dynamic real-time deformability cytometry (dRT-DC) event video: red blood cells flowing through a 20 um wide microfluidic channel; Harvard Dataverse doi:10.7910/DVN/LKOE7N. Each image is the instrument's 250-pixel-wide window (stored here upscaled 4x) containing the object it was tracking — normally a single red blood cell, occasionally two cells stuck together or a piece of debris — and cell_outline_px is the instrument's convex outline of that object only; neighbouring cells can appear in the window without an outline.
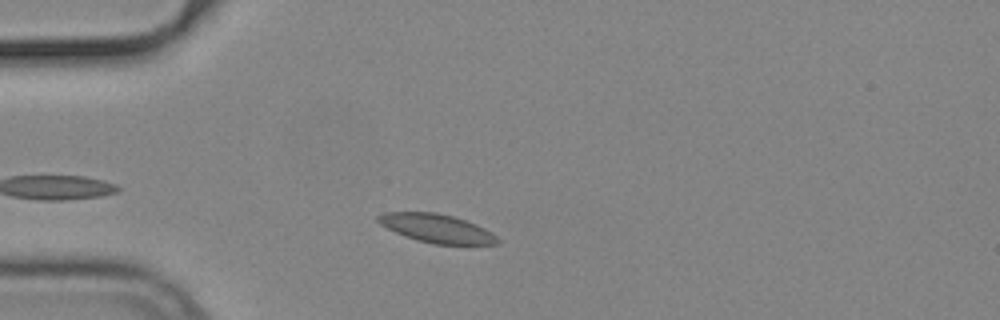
{"species": "common noctule bat (a hibernating species)", "species_latin": "Nyctalus noctula", "temperature_condition": "cold", "stored_images_in_passage": 45, "camera_frame_rate_fps": 3000, "um_per_image_px": 0.085, "animal": {"sex": "male", "body_mass_g": 19.2, "forearm_length_mm": 51.8}, "frame": {"image": 1, "passage_image": 8, "time_ms": 2.333, "image_size_px": [1000, 320], "cell_outline_px": [[500, 244], [432, 244], [416, 240], [404, 236], [380, 224], [376, 220], [376, 216], [384, 212], [436, 212], [452, 216], [476, 224], [484, 228], [496, 236], [500, 240]], "centroid_in_image_um": [37.1, 19.41], "position_along_channel_um": 47.9, "area_um2": 19.83}}
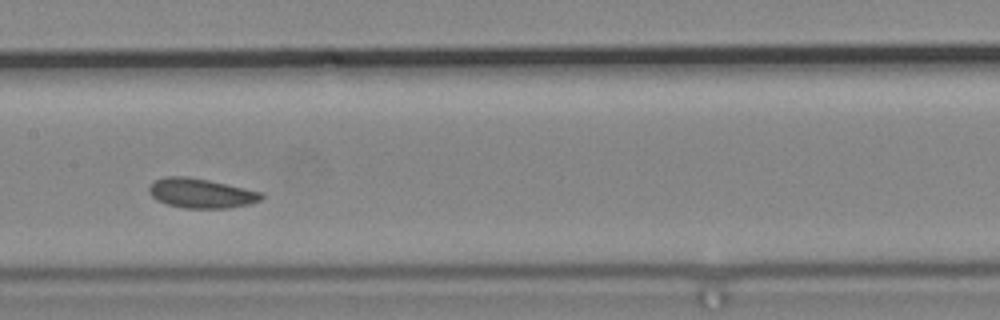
{"frame": {"image": 2, "passage_image": 21, "time_ms": 6.667, "image_size_px": [1000, 320], "cell_outline_px": [[264, 196], [260, 200], [248, 204], [228, 208], [184, 208], [168, 204], [156, 200], [148, 192], [148, 188], [156, 180], [168, 176], [188, 176], [208, 180], [264, 192]], "centroid_in_image_um": [17.1, 16.42], "position_along_channel_um": 190.3, "area_um2": 19.31}}
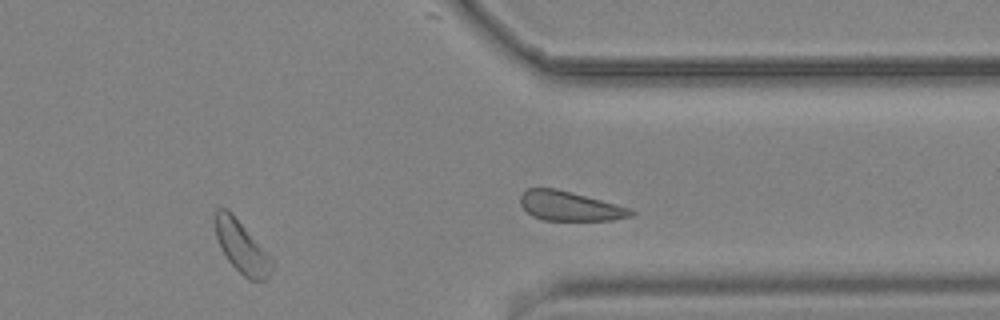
{"frame": {"image": 3, "passage_image": 35, "time_ms": 11.333, "image_size_px": [1000, 320], "cell_outline_px": [[272, 272], [264, 280], [248, 280], [228, 260], [216, 236], [216, 208], [228, 208], [232, 212], [272, 260]], "centroid_in_image_um": [20.54, 20.99], "position_along_channel_um": 390.9, "area_um2": 16.53}}